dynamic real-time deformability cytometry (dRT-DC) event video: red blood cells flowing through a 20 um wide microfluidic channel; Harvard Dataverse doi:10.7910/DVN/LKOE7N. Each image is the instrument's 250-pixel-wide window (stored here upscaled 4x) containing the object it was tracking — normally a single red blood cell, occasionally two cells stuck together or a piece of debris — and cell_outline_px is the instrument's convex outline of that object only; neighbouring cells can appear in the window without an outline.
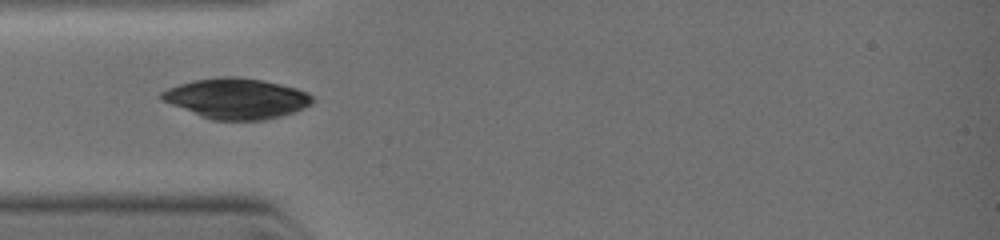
{"species": "common noctule bat (a hibernating species)", "species_latin": "Nyctalus noctula", "temperature_condition": "warm", "stored_images_in_passage": 3, "camera_frame_rate_fps": 3000, "um_per_image_px": 0.085, "animal": {"sex": "female", "body_mass_g": 19.0, "forearm_length_mm": 51.5}, "frame": {"image": 1, "passage_image": 1, "time_ms": 0.0, "image_size_px": [1000, 240], "cell_outline_px": [[316, 100], [312, 104], [292, 112], [280, 116], [264, 120], [212, 120], [200, 116], [160, 100], [160, 92], [168, 88], [180, 84], [196, 80], [224, 76], [240, 76], [280, 84], [296, 88], [308, 92]], "centroid_in_image_um": [20.1, 8.37], "position_along_channel_um": 64.9, "area_um2": 35.49}}
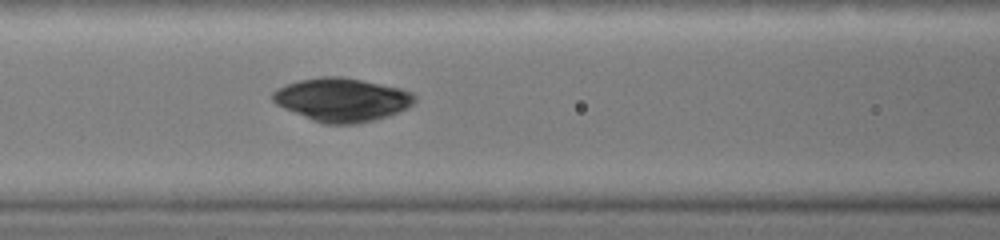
{"frame": {"image": 2, "passage_image": 3, "time_ms": 1.333, "image_size_px": [1000, 240], "cell_outline_px": [[416, 100], [408, 108], [388, 116], [356, 124], [324, 124], [312, 120], [284, 108], [276, 104], [272, 100], [272, 92], [288, 84], [300, 80], [320, 76], [340, 76], [400, 88], [412, 92], [416, 96]], "centroid_in_image_um": [29.08, 8.48], "position_along_channel_um": 137.5, "area_um2": 35.72}}